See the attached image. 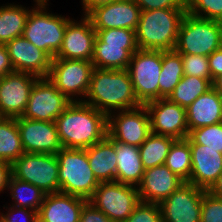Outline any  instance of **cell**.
<instances>
[{
    "label": "cell",
    "mask_w": 222,
    "mask_h": 222,
    "mask_svg": "<svg viewBox=\"0 0 222 222\" xmlns=\"http://www.w3.org/2000/svg\"><path fill=\"white\" fill-rule=\"evenodd\" d=\"M36 222H43V221L38 217Z\"/></svg>",
    "instance_id": "c3c4849f"
},
{
    "label": "cell",
    "mask_w": 222,
    "mask_h": 222,
    "mask_svg": "<svg viewBox=\"0 0 222 222\" xmlns=\"http://www.w3.org/2000/svg\"><path fill=\"white\" fill-rule=\"evenodd\" d=\"M201 222H222V198L205 191L201 202Z\"/></svg>",
    "instance_id": "74e56055"
},
{
    "label": "cell",
    "mask_w": 222,
    "mask_h": 222,
    "mask_svg": "<svg viewBox=\"0 0 222 222\" xmlns=\"http://www.w3.org/2000/svg\"><path fill=\"white\" fill-rule=\"evenodd\" d=\"M186 115L189 132L222 122V96L212 87L186 109Z\"/></svg>",
    "instance_id": "cb8c5ba5"
},
{
    "label": "cell",
    "mask_w": 222,
    "mask_h": 222,
    "mask_svg": "<svg viewBox=\"0 0 222 222\" xmlns=\"http://www.w3.org/2000/svg\"><path fill=\"white\" fill-rule=\"evenodd\" d=\"M94 52L91 62L94 68L128 69L131 56L139 49L136 31L123 28L95 30Z\"/></svg>",
    "instance_id": "8992f818"
},
{
    "label": "cell",
    "mask_w": 222,
    "mask_h": 222,
    "mask_svg": "<svg viewBox=\"0 0 222 222\" xmlns=\"http://www.w3.org/2000/svg\"><path fill=\"white\" fill-rule=\"evenodd\" d=\"M187 13L222 22V0H186Z\"/></svg>",
    "instance_id": "e575fe53"
},
{
    "label": "cell",
    "mask_w": 222,
    "mask_h": 222,
    "mask_svg": "<svg viewBox=\"0 0 222 222\" xmlns=\"http://www.w3.org/2000/svg\"><path fill=\"white\" fill-rule=\"evenodd\" d=\"M23 153L16 118L0 117V161L12 164Z\"/></svg>",
    "instance_id": "f1b7e54d"
},
{
    "label": "cell",
    "mask_w": 222,
    "mask_h": 222,
    "mask_svg": "<svg viewBox=\"0 0 222 222\" xmlns=\"http://www.w3.org/2000/svg\"><path fill=\"white\" fill-rule=\"evenodd\" d=\"M124 222H163L159 203L140 201Z\"/></svg>",
    "instance_id": "8d00e7d4"
},
{
    "label": "cell",
    "mask_w": 222,
    "mask_h": 222,
    "mask_svg": "<svg viewBox=\"0 0 222 222\" xmlns=\"http://www.w3.org/2000/svg\"><path fill=\"white\" fill-rule=\"evenodd\" d=\"M222 47V22L195 17L186 12L175 50L181 55L209 56Z\"/></svg>",
    "instance_id": "52a82bcc"
},
{
    "label": "cell",
    "mask_w": 222,
    "mask_h": 222,
    "mask_svg": "<svg viewBox=\"0 0 222 222\" xmlns=\"http://www.w3.org/2000/svg\"><path fill=\"white\" fill-rule=\"evenodd\" d=\"M174 141L175 139L172 137L151 133L139 146L143 168L163 165Z\"/></svg>",
    "instance_id": "1f68e13d"
},
{
    "label": "cell",
    "mask_w": 222,
    "mask_h": 222,
    "mask_svg": "<svg viewBox=\"0 0 222 222\" xmlns=\"http://www.w3.org/2000/svg\"><path fill=\"white\" fill-rule=\"evenodd\" d=\"M6 4L0 6V43L2 44L22 36L29 13L32 10L23 5Z\"/></svg>",
    "instance_id": "4316f807"
},
{
    "label": "cell",
    "mask_w": 222,
    "mask_h": 222,
    "mask_svg": "<svg viewBox=\"0 0 222 222\" xmlns=\"http://www.w3.org/2000/svg\"><path fill=\"white\" fill-rule=\"evenodd\" d=\"M140 13V7L133 0H116L95 7L86 16L95 30L123 28L136 31Z\"/></svg>",
    "instance_id": "ac0fdd59"
},
{
    "label": "cell",
    "mask_w": 222,
    "mask_h": 222,
    "mask_svg": "<svg viewBox=\"0 0 222 222\" xmlns=\"http://www.w3.org/2000/svg\"><path fill=\"white\" fill-rule=\"evenodd\" d=\"M84 198L61 192L46 194L38 212L43 222H80Z\"/></svg>",
    "instance_id": "603a6c76"
},
{
    "label": "cell",
    "mask_w": 222,
    "mask_h": 222,
    "mask_svg": "<svg viewBox=\"0 0 222 222\" xmlns=\"http://www.w3.org/2000/svg\"><path fill=\"white\" fill-rule=\"evenodd\" d=\"M191 176L188 183L208 191L222 173V153L200 144H190Z\"/></svg>",
    "instance_id": "7402d4cb"
},
{
    "label": "cell",
    "mask_w": 222,
    "mask_h": 222,
    "mask_svg": "<svg viewBox=\"0 0 222 222\" xmlns=\"http://www.w3.org/2000/svg\"><path fill=\"white\" fill-rule=\"evenodd\" d=\"M186 8L141 11L136 41L141 50H174Z\"/></svg>",
    "instance_id": "3957f363"
},
{
    "label": "cell",
    "mask_w": 222,
    "mask_h": 222,
    "mask_svg": "<svg viewBox=\"0 0 222 222\" xmlns=\"http://www.w3.org/2000/svg\"><path fill=\"white\" fill-rule=\"evenodd\" d=\"M80 222H112L104 213L87 202L81 211Z\"/></svg>",
    "instance_id": "60d3db41"
},
{
    "label": "cell",
    "mask_w": 222,
    "mask_h": 222,
    "mask_svg": "<svg viewBox=\"0 0 222 222\" xmlns=\"http://www.w3.org/2000/svg\"><path fill=\"white\" fill-rule=\"evenodd\" d=\"M213 87L218 91V93L222 96V74L216 77L213 80Z\"/></svg>",
    "instance_id": "7dc6e473"
},
{
    "label": "cell",
    "mask_w": 222,
    "mask_h": 222,
    "mask_svg": "<svg viewBox=\"0 0 222 222\" xmlns=\"http://www.w3.org/2000/svg\"><path fill=\"white\" fill-rule=\"evenodd\" d=\"M14 71L27 72L38 77H48L52 59L23 36L6 44Z\"/></svg>",
    "instance_id": "ffe728a7"
},
{
    "label": "cell",
    "mask_w": 222,
    "mask_h": 222,
    "mask_svg": "<svg viewBox=\"0 0 222 222\" xmlns=\"http://www.w3.org/2000/svg\"><path fill=\"white\" fill-rule=\"evenodd\" d=\"M11 176V164L5 161H0V193L7 190Z\"/></svg>",
    "instance_id": "ee69618b"
},
{
    "label": "cell",
    "mask_w": 222,
    "mask_h": 222,
    "mask_svg": "<svg viewBox=\"0 0 222 222\" xmlns=\"http://www.w3.org/2000/svg\"><path fill=\"white\" fill-rule=\"evenodd\" d=\"M70 103L47 77H39L31 89L28 104L21 117L55 122Z\"/></svg>",
    "instance_id": "7c38bea8"
},
{
    "label": "cell",
    "mask_w": 222,
    "mask_h": 222,
    "mask_svg": "<svg viewBox=\"0 0 222 222\" xmlns=\"http://www.w3.org/2000/svg\"><path fill=\"white\" fill-rule=\"evenodd\" d=\"M186 140L189 144L205 145L222 153V122L193 129Z\"/></svg>",
    "instance_id": "836d02e7"
},
{
    "label": "cell",
    "mask_w": 222,
    "mask_h": 222,
    "mask_svg": "<svg viewBox=\"0 0 222 222\" xmlns=\"http://www.w3.org/2000/svg\"><path fill=\"white\" fill-rule=\"evenodd\" d=\"M55 122L64 148L86 149L107 136L108 116L83 101L71 102Z\"/></svg>",
    "instance_id": "6da1fadb"
},
{
    "label": "cell",
    "mask_w": 222,
    "mask_h": 222,
    "mask_svg": "<svg viewBox=\"0 0 222 222\" xmlns=\"http://www.w3.org/2000/svg\"><path fill=\"white\" fill-rule=\"evenodd\" d=\"M56 156L59 164L60 192L88 201L100 182L89 166L86 149L62 147Z\"/></svg>",
    "instance_id": "5b68a950"
},
{
    "label": "cell",
    "mask_w": 222,
    "mask_h": 222,
    "mask_svg": "<svg viewBox=\"0 0 222 222\" xmlns=\"http://www.w3.org/2000/svg\"><path fill=\"white\" fill-rule=\"evenodd\" d=\"M6 208V214L0 212V221L1 222H36L38 218V212L22 207L12 206ZM19 215V216H18Z\"/></svg>",
    "instance_id": "f35d334b"
},
{
    "label": "cell",
    "mask_w": 222,
    "mask_h": 222,
    "mask_svg": "<svg viewBox=\"0 0 222 222\" xmlns=\"http://www.w3.org/2000/svg\"><path fill=\"white\" fill-rule=\"evenodd\" d=\"M184 75L211 79L208 57L204 55H181Z\"/></svg>",
    "instance_id": "d590c367"
},
{
    "label": "cell",
    "mask_w": 222,
    "mask_h": 222,
    "mask_svg": "<svg viewBox=\"0 0 222 222\" xmlns=\"http://www.w3.org/2000/svg\"><path fill=\"white\" fill-rule=\"evenodd\" d=\"M34 7L29 13L22 36L51 59L61 47L70 17L48 12V0H33Z\"/></svg>",
    "instance_id": "277c9868"
},
{
    "label": "cell",
    "mask_w": 222,
    "mask_h": 222,
    "mask_svg": "<svg viewBox=\"0 0 222 222\" xmlns=\"http://www.w3.org/2000/svg\"><path fill=\"white\" fill-rule=\"evenodd\" d=\"M112 222H124L140 202L137 187L119 182H100L88 200Z\"/></svg>",
    "instance_id": "8fae6325"
},
{
    "label": "cell",
    "mask_w": 222,
    "mask_h": 222,
    "mask_svg": "<svg viewBox=\"0 0 222 222\" xmlns=\"http://www.w3.org/2000/svg\"><path fill=\"white\" fill-rule=\"evenodd\" d=\"M83 102L107 116L115 111L141 106L127 69L94 68L89 90Z\"/></svg>",
    "instance_id": "7a4b0ae2"
},
{
    "label": "cell",
    "mask_w": 222,
    "mask_h": 222,
    "mask_svg": "<svg viewBox=\"0 0 222 222\" xmlns=\"http://www.w3.org/2000/svg\"><path fill=\"white\" fill-rule=\"evenodd\" d=\"M88 162L99 182L116 181L117 155L115 142L107 135L103 140L86 148Z\"/></svg>",
    "instance_id": "d4e9b609"
},
{
    "label": "cell",
    "mask_w": 222,
    "mask_h": 222,
    "mask_svg": "<svg viewBox=\"0 0 222 222\" xmlns=\"http://www.w3.org/2000/svg\"><path fill=\"white\" fill-rule=\"evenodd\" d=\"M212 79L184 75L168 99L187 109L200 95L213 87Z\"/></svg>",
    "instance_id": "f546056e"
},
{
    "label": "cell",
    "mask_w": 222,
    "mask_h": 222,
    "mask_svg": "<svg viewBox=\"0 0 222 222\" xmlns=\"http://www.w3.org/2000/svg\"><path fill=\"white\" fill-rule=\"evenodd\" d=\"M116 0H82V15H87L91 10H93L95 7L108 4L110 2H114Z\"/></svg>",
    "instance_id": "f6af8a7d"
},
{
    "label": "cell",
    "mask_w": 222,
    "mask_h": 222,
    "mask_svg": "<svg viewBox=\"0 0 222 222\" xmlns=\"http://www.w3.org/2000/svg\"><path fill=\"white\" fill-rule=\"evenodd\" d=\"M14 72L5 44L0 43V78Z\"/></svg>",
    "instance_id": "7bdbcfd3"
},
{
    "label": "cell",
    "mask_w": 222,
    "mask_h": 222,
    "mask_svg": "<svg viewBox=\"0 0 222 222\" xmlns=\"http://www.w3.org/2000/svg\"><path fill=\"white\" fill-rule=\"evenodd\" d=\"M96 37L97 33L86 15H82L79 22L71 19L55 58L91 61Z\"/></svg>",
    "instance_id": "e0dca14e"
},
{
    "label": "cell",
    "mask_w": 222,
    "mask_h": 222,
    "mask_svg": "<svg viewBox=\"0 0 222 222\" xmlns=\"http://www.w3.org/2000/svg\"><path fill=\"white\" fill-rule=\"evenodd\" d=\"M174 174L178 175L185 182L191 176V149L186 139L175 140L171 145L164 163Z\"/></svg>",
    "instance_id": "d6a6232c"
},
{
    "label": "cell",
    "mask_w": 222,
    "mask_h": 222,
    "mask_svg": "<svg viewBox=\"0 0 222 222\" xmlns=\"http://www.w3.org/2000/svg\"><path fill=\"white\" fill-rule=\"evenodd\" d=\"M213 196L222 198V173L218 176L217 181L208 190Z\"/></svg>",
    "instance_id": "bcb514c9"
},
{
    "label": "cell",
    "mask_w": 222,
    "mask_h": 222,
    "mask_svg": "<svg viewBox=\"0 0 222 222\" xmlns=\"http://www.w3.org/2000/svg\"><path fill=\"white\" fill-rule=\"evenodd\" d=\"M93 70L91 61L53 58L47 78L71 102L83 101L89 90Z\"/></svg>",
    "instance_id": "30bf717a"
},
{
    "label": "cell",
    "mask_w": 222,
    "mask_h": 222,
    "mask_svg": "<svg viewBox=\"0 0 222 222\" xmlns=\"http://www.w3.org/2000/svg\"><path fill=\"white\" fill-rule=\"evenodd\" d=\"M150 134V118L145 105L108 115L107 135L114 142L139 147Z\"/></svg>",
    "instance_id": "4fadbf2b"
},
{
    "label": "cell",
    "mask_w": 222,
    "mask_h": 222,
    "mask_svg": "<svg viewBox=\"0 0 222 222\" xmlns=\"http://www.w3.org/2000/svg\"><path fill=\"white\" fill-rule=\"evenodd\" d=\"M162 68V50L138 49L132 56L128 71L138 102L145 105L159 99V77Z\"/></svg>",
    "instance_id": "9c48e42d"
},
{
    "label": "cell",
    "mask_w": 222,
    "mask_h": 222,
    "mask_svg": "<svg viewBox=\"0 0 222 222\" xmlns=\"http://www.w3.org/2000/svg\"><path fill=\"white\" fill-rule=\"evenodd\" d=\"M24 152L56 154L61 148L56 122L16 118Z\"/></svg>",
    "instance_id": "d6986e66"
},
{
    "label": "cell",
    "mask_w": 222,
    "mask_h": 222,
    "mask_svg": "<svg viewBox=\"0 0 222 222\" xmlns=\"http://www.w3.org/2000/svg\"><path fill=\"white\" fill-rule=\"evenodd\" d=\"M141 11L166 8H186V0H133Z\"/></svg>",
    "instance_id": "ab89813d"
},
{
    "label": "cell",
    "mask_w": 222,
    "mask_h": 222,
    "mask_svg": "<svg viewBox=\"0 0 222 222\" xmlns=\"http://www.w3.org/2000/svg\"><path fill=\"white\" fill-rule=\"evenodd\" d=\"M184 183L165 164L145 169L137 186L140 201L160 203Z\"/></svg>",
    "instance_id": "44dd1931"
},
{
    "label": "cell",
    "mask_w": 222,
    "mask_h": 222,
    "mask_svg": "<svg viewBox=\"0 0 222 222\" xmlns=\"http://www.w3.org/2000/svg\"><path fill=\"white\" fill-rule=\"evenodd\" d=\"M12 198V206L22 207L39 212L46 193L37 186L21 181L15 177L10 178L7 186Z\"/></svg>",
    "instance_id": "4dcf8cb0"
},
{
    "label": "cell",
    "mask_w": 222,
    "mask_h": 222,
    "mask_svg": "<svg viewBox=\"0 0 222 222\" xmlns=\"http://www.w3.org/2000/svg\"><path fill=\"white\" fill-rule=\"evenodd\" d=\"M206 190L185 182L159 203L163 222H201V202Z\"/></svg>",
    "instance_id": "5bb4252c"
},
{
    "label": "cell",
    "mask_w": 222,
    "mask_h": 222,
    "mask_svg": "<svg viewBox=\"0 0 222 222\" xmlns=\"http://www.w3.org/2000/svg\"><path fill=\"white\" fill-rule=\"evenodd\" d=\"M150 118L151 133L169 136L175 140L186 139L189 135L186 109L161 98L145 104Z\"/></svg>",
    "instance_id": "9a60e30c"
},
{
    "label": "cell",
    "mask_w": 222,
    "mask_h": 222,
    "mask_svg": "<svg viewBox=\"0 0 222 222\" xmlns=\"http://www.w3.org/2000/svg\"><path fill=\"white\" fill-rule=\"evenodd\" d=\"M39 77L14 71L0 78V117H21L33 85Z\"/></svg>",
    "instance_id": "2e32d148"
},
{
    "label": "cell",
    "mask_w": 222,
    "mask_h": 222,
    "mask_svg": "<svg viewBox=\"0 0 222 222\" xmlns=\"http://www.w3.org/2000/svg\"><path fill=\"white\" fill-rule=\"evenodd\" d=\"M115 150L117 155L116 182L137 187L145 171L139 147L115 142Z\"/></svg>",
    "instance_id": "484cf974"
},
{
    "label": "cell",
    "mask_w": 222,
    "mask_h": 222,
    "mask_svg": "<svg viewBox=\"0 0 222 222\" xmlns=\"http://www.w3.org/2000/svg\"><path fill=\"white\" fill-rule=\"evenodd\" d=\"M184 76L181 54L174 50L162 51V68L159 77V99L168 98Z\"/></svg>",
    "instance_id": "83f0119b"
},
{
    "label": "cell",
    "mask_w": 222,
    "mask_h": 222,
    "mask_svg": "<svg viewBox=\"0 0 222 222\" xmlns=\"http://www.w3.org/2000/svg\"><path fill=\"white\" fill-rule=\"evenodd\" d=\"M56 154L24 152L11 164L12 177L31 183L46 194L60 192Z\"/></svg>",
    "instance_id": "ba28073f"
},
{
    "label": "cell",
    "mask_w": 222,
    "mask_h": 222,
    "mask_svg": "<svg viewBox=\"0 0 222 222\" xmlns=\"http://www.w3.org/2000/svg\"><path fill=\"white\" fill-rule=\"evenodd\" d=\"M212 81L222 74V47L208 56Z\"/></svg>",
    "instance_id": "b9f144b4"
}]
</instances>
